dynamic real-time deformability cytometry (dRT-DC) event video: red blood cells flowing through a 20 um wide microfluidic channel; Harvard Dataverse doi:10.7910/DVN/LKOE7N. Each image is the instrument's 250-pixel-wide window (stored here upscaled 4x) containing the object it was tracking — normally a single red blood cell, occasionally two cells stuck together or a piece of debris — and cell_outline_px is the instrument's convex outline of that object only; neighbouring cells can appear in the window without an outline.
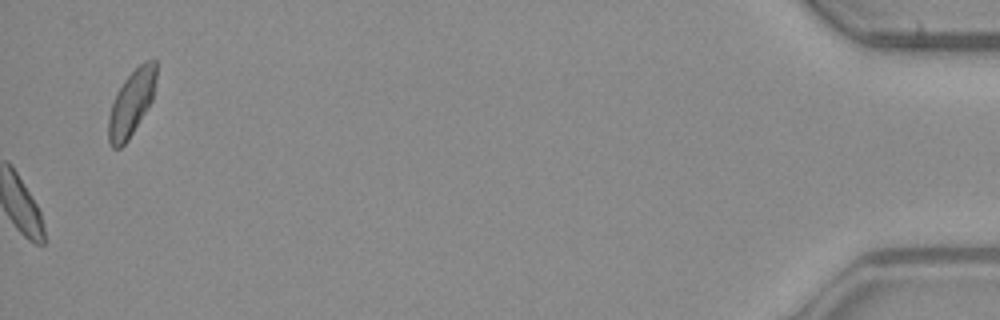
{"species": "common noctule bat (a hibernating species)", "species_latin": "Nyctalus noctula", "temperature_condition": "warm", "stored_images_in_passage": 52, "camera_frame_rate_fps": 3000, "um_per_image_px": 0.085, "animal": {"sex": "male", "body_mass_g": 23.1, "forearm_length_mm": 52.7}, "frame": {"image": 1, "passage_image": 52, "time_ms": 17.0, "image_size_px": [1000, 320], "cell_outline_px": [[156, 76], [152, 100], [128, 140], [120, 148], [112, 148], [108, 140], [108, 116], [112, 104], [124, 80], [144, 60], [156, 60]], "centroid_in_image_um": [11.16, 8.77], "position_along_channel_um": 424.0, "area_um2": 17.92}, "authors_computed_cell_mechanics": {"area_um2": 16.4152, "velocity_mm_per_s": 3.8966, "shape_relaxation_time_tau1_ms": null, "shape_relaxation_time_tau2_ms": 6.7532, "deformation_change_tau1": null, "deformation_change_tau2": 0.1059}}